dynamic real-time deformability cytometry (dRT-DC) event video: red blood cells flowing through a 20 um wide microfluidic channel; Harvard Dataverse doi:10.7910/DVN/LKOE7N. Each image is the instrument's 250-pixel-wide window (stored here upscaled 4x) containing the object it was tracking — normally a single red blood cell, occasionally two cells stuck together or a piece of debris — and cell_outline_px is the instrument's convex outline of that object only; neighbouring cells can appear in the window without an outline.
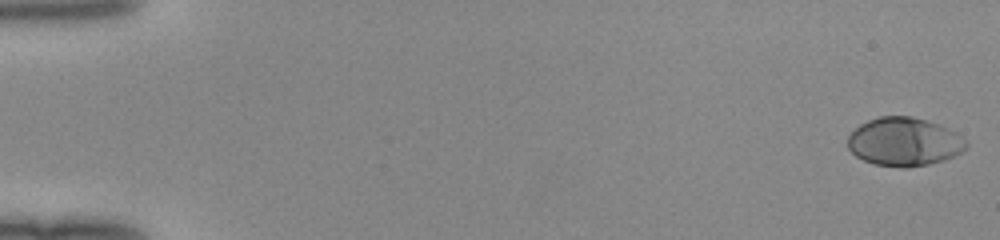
{"species": "human", "species_latin": "Homo sapiens", "temperature_condition": "room temperature", "stored_images_in_passage": 50, "camera_frame_rate_fps": 3000, "um_per_image_px": 0.085, "donor": {"sex": "female"}, "frame": {"image": 1, "passage_image": 1, "time_ms": 0.0, "image_size_px": [1000, 240], "cell_outline_px": [[968, 148], [944, 160], [928, 164], [908, 168], [900, 168], [872, 164], [856, 156], [848, 148], [848, 136], [860, 124], [868, 120], [880, 116], [912, 116], [940, 124], [956, 132], [968, 144]], "centroid_in_image_um": [76.85, 12.06], "position_along_channel_um": 8.2, "area_um2": 33.58}}
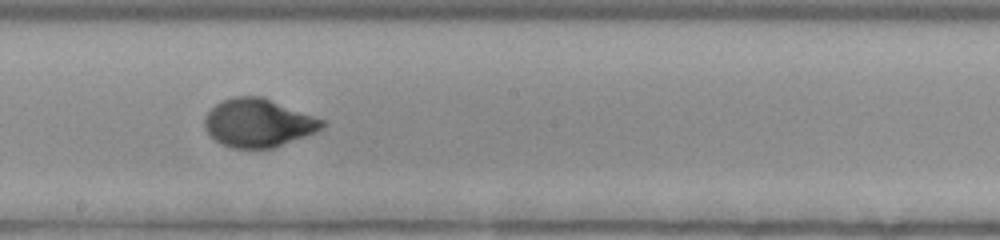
{"frame": {"image": 2, "passage_image": 29, "time_ms": 9.333, "image_size_px": [1000, 240], "cell_outline_px": [[328, 124], [324, 128], [316, 132], [272, 148], [232, 148], [220, 144], [204, 128], [204, 120], [208, 112], [216, 104], [224, 100], [236, 96], [260, 96], [324, 120]], "centroid_in_image_um": [21.95, 10.46], "position_along_channel_um": 226.2, "area_um2": 32.71}}
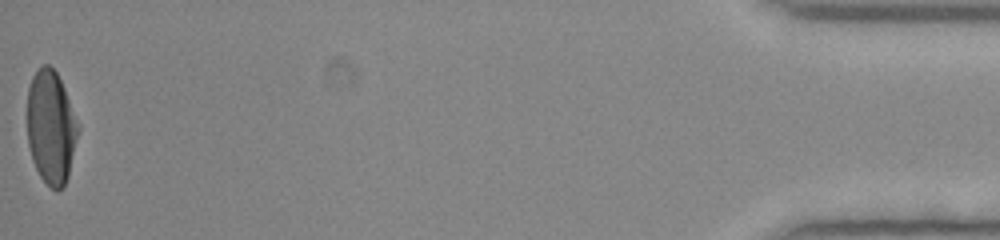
{"frame": {"image": 3, "passage_image": 50, "time_ms": 16.333, "image_size_px": [1000, 240], "cell_outline_px": [[80, 128], [68, 176], [64, 184], [56, 192], [40, 176], [32, 160], [28, 144], [28, 88], [32, 76], [44, 64], [48, 64], [56, 72], [64, 88]], "centroid_in_image_um": [4.34, 10.82], "position_along_channel_um": 430.9, "area_um2": 33.29}}